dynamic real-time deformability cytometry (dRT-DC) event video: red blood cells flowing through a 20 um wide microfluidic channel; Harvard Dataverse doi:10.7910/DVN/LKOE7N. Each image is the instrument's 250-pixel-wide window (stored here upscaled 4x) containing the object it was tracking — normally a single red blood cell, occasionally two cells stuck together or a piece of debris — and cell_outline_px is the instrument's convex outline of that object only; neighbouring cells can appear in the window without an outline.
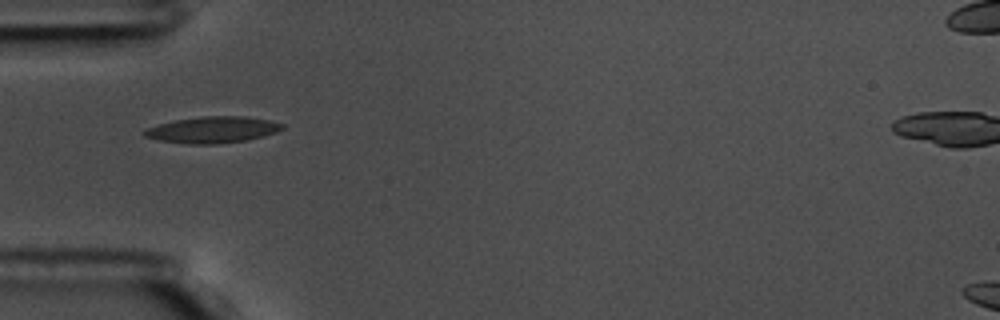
{"species": "common noctule bat (a hibernating species)", "species_latin": "Nyctalus noctula", "temperature_condition": "warm", "stored_images_in_passage": 45, "camera_frame_rate_fps": 3000, "um_per_image_px": 0.085, "animal": {"sex": "male", "body_mass_g": 17.5, "forearm_length_mm": 52.3}, "frame": {"image": 1, "passage_image": 7, "time_ms": 2.0, "image_size_px": [1000, 320], "cell_outline_px": [[284, 128], [276, 132], [264, 136], [248, 140], [216, 144], [188, 144], [156, 140], [144, 136], [140, 132], [148, 128], [160, 124], [176, 120], [200, 116], [244, 116], [268, 120], [284, 124]], "centroid_in_image_um": [18.06, 11.04], "position_along_channel_um": 66.9, "area_um2": 21.27}, "authors_computed_cell_mechanics": {"area_um2": 19.652, "velocity_mm_per_s": 3.5935, "shape_relaxation_time_tau1_ms": null, "shape_relaxation_time_tau2_ms": 1.8421, "deformation_change_tau1": null, "deformation_change_tau2": 0.0909}}